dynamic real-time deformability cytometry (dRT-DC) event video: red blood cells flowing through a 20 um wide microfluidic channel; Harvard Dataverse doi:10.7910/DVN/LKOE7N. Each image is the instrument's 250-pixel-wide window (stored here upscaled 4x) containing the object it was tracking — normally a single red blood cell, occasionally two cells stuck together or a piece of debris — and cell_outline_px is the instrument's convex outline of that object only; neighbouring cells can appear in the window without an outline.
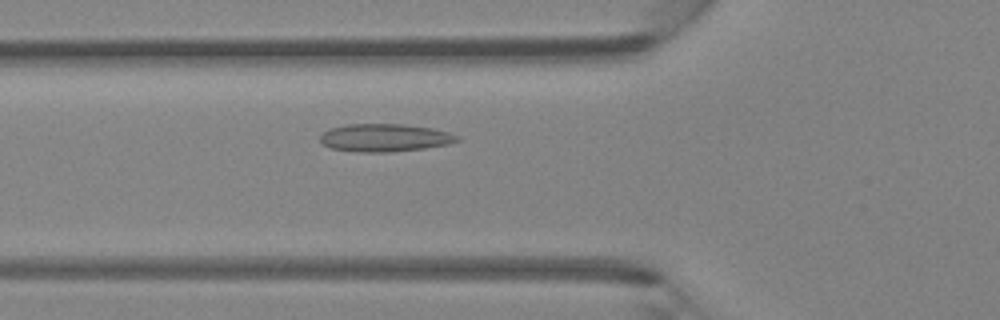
{"species": "Egyptian fruit bat (a non-hibernating species)", "species_latin": "Rousettus aegyptiacus", "temperature_condition": "room temperature", "stored_images_in_passage": 44, "camera_frame_rate_fps": 3000, "um_per_image_px": 0.085, "animal": {"sex": "female"}, "frame": {"image": 1, "passage_image": 15, "time_ms": 4.667, "image_size_px": [1000, 320], "cell_outline_px": [[460, 140], [448, 144], [424, 148], [392, 152], [360, 152], [328, 148], [320, 140], [320, 136], [328, 128], [348, 124], [404, 124], [432, 128], [448, 132], [460, 136]], "centroid_in_image_um": [32.7, 11.7], "position_along_channel_um": 93.1, "area_um2": 22.31}}
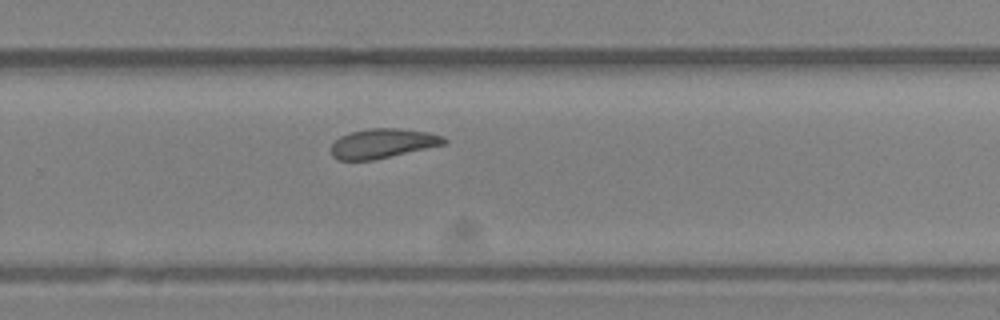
{"frame": {"image": 2, "passage_image": 29, "time_ms": 9.333, "image_size_px": [1000, 320], "cell_outline_px": [[448, 144], [372, 160], [336, 160], [332, 156], [332, 144], [340, 136], [352, 132], [368, 128], [400, 128], [428, 132], [444, 136], [448, 140]], "centroid_in_image_um": [32.58, 12.18], "position_along_channel_um": 297.2, "area_um2": 19.54}}
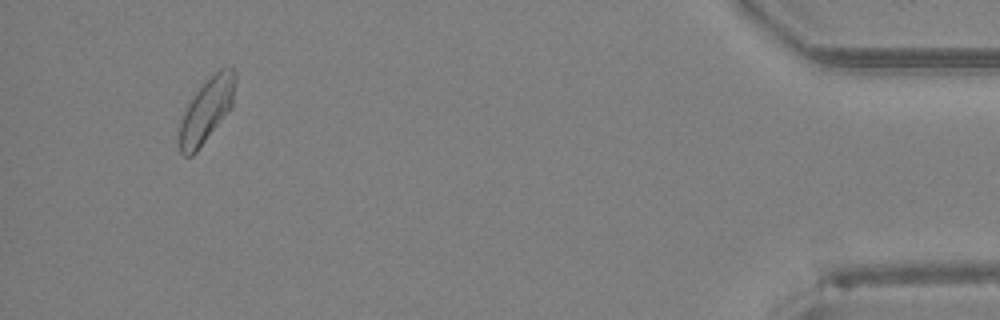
{"frame": {"image": 3, "passage_image": 42, "time_ms": 13.667, "image_size_px": [1000, 320], "cell_outline_px": [[236, 80], [232, 108], [196, 152], [192, 156], [184, 156], [180, 152], [180, 124], [184, 112], [192, 96], [220, 68], [232, 64], [236, 72]], "centroid_in_image_um": [17.61, 9.34], "position_along_channel_um": 417.6, "area_um2": 20.75}}